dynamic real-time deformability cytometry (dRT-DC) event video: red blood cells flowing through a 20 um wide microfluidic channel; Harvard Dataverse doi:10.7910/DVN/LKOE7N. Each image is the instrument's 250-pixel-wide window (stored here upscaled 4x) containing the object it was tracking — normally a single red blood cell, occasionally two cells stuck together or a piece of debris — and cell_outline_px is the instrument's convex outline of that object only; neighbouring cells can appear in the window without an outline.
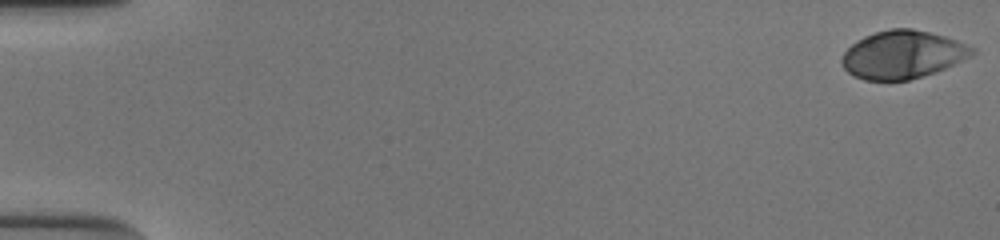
{"species": "human", "species_latin": "Homo sapiens", "temperature_condition": "cold", "stored_images_in_passage": 54, "camera_frame_rate_fps": 3000, "um_per_image_px": 0.085, "donor": {"sex": "male"}, "frame": {"image": 1, "passage_image": 1, "time_ms": 0.0, "image_size_px": [1000, 240], "cell_outline_px": [[976, 52], [972, 56], [936, 72], [908, 80], [864, 80], [852, 76], [840, 64], [840, 60], [844, 52], [856, 40], [864, 36], [888, 28], [912, 28], [944, 36], [956, 40], [976, 48]], "centroid_in_image_um": [76.71, 4.64], "position_along_channel_um": 8.3, "area_um2": 36.59}}
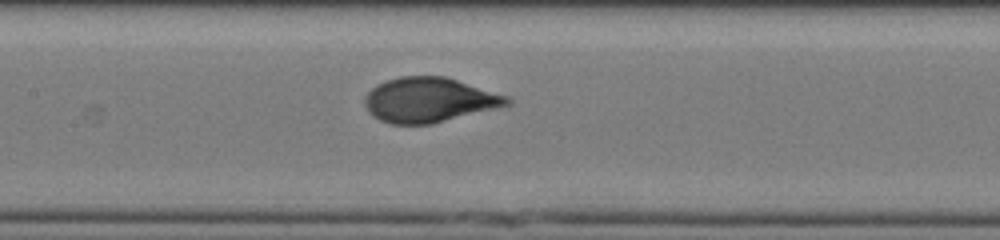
{"frame": {"image": 2, "passage_image": 27, "time_ms": 8.667, "image_size_px": [1000, 240], "cell_outline_px": [[512, 104], [432, 124], [392, 124], [380, 120], [368, 112], [364, 104], [364, 96], [376, 84], [400, 76], [444, 76], [508, 96], [512, 100]], "centroid_in_image_um": [36.46, 8.5], "position_along_channel_um": 170.9, "area_um2": 37.05}}
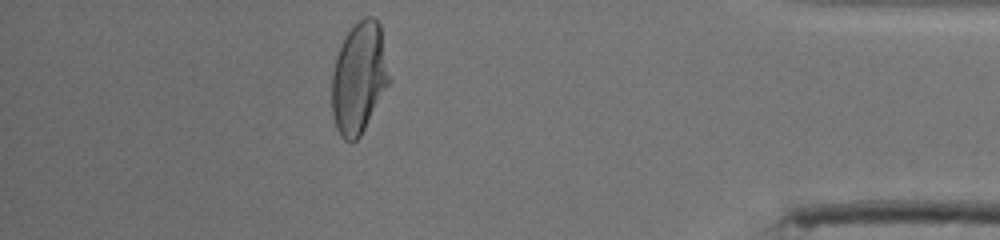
{"frame": {"image": 3, "passage_image": 48, "time_ms": 15.667, "image_size_px": [1000, 240], "cell_outline_px": [[392, 80], [360, 136], [352, 144], [344, 140], [340, 136], [336, 128], [332, 116], [332, 72], [336, 56], [340, 44], [344, 36], [352, 24], [364, 16], [372, 16], [380, 24]], "centroid_in_image_um": [30.52, 6.6], "position_along_channel_um": 404.7, "area_um2": 38.09}, "authors_computed_cell_mechanics": {"area_um2": 36.8475, "velocity_mm_per_s": 3.8884, "shape_relaxation_time_tau1_ms": 3.991, "shape_relaxation_time_tau2_ms": null, "deformation_change_tau1": 0.213, "deformation_change_tau2": null}}